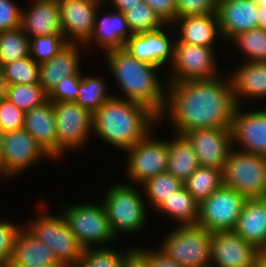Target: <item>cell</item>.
Masks as SVG:
<instances>
[{"mask_svg":"<svg viewBox=\"0 0 266 267\" xmlns=\"http://www.w3.org/2000/svg\"><path fill=\"white\" fill-rule=\"evenodd\" d=\"M167 87L166 106L159 122L167 119L175 133L231 127L237 105L230 76L168 82Z\"/></svg>","mask_w":266,"mask_h":267,"instance_id":"6da1fadb","label":"cell"},{"mask_svg":"<svg viewBox=\"0 0 266 267\" xmlns=\"http://www.w3.org/2000/svg\"><path fill=\"white\" fill-rule=\"evenodd\" d=\"M158 122L159 116L147 106L114 94L93 112L92 132L125 152L154 131Z\"/></svg>","mask_w":266,"mask_h":267,"instance_id":"7a4b0ae2","label":"cell"},{"mask_svg":"<svg viewBox=\"0 0 266 267\" xmlns=\"http://www.w3.org/2000/svg\"><path fill=\"white\" fill-rule=\"evenodd\" d=\"M105 57L124 94L116 97L143 104L160 117L165 110L168 88V82L163 85L156 71L160 68L140 61L124 49L109 51Z\"/></svg>","mask_w":266,"mask_h":267,"instance_id":"3957f363","label":"cell"},{"mask_svg":"<svg viewBox=\"0 0 266 267\" xmlns=\"http://www.w3.org/2000/svg\"><path fill=\"white\" fill-rule=\"evenodd\" d=\"M134 187V184L119 182L111 185L104 195L102 203L116 238L122 232H141L147 223L146 199L140 195L137 186Z\"/></svg>","mask_w":266,"mask_h":267,"instance_id":"277c9868","label":"cell"},{"mask_svg":"<svg viewBox=\"0 0 266 267\" xmlns=\"http://www.w3.org/2000/svg\"><path fill=\"white\" fill-rule=\"evenodd\" d=\"M39 216L28 220L24 227L36 238L49 246L58 262L66 267H76L84 247L71 232L63 215L45 214V203L38 202ZM42 208V209H41ZM43 210V211H41ZM42 214H41V213ZM30 221V222H29Z\"/></svg>","mask_w":266,"mask_h":267,"instance_id":"5b68a950","label":"cell"},{"mask_svg":"<svg viewBox=\"0 0 266 267\" xmlns=\"http://www.w3.org/2000/svg\"><path fill=\"white\" fill-rule=\"evenodd\" d=\"M158 248L183 267H209L211 232L198 224L178 225Z\"/></svg>","mask_w":266,"mask_h":267,"instance_id":"8992f818","label":"cell"},{"mask_svg":"<svg viewBox=\"0 0 266 267\" xmlns=\"http://www.w3.org/2000/svg\"><path fill=\"white\" fill-rule=\"evenodd\" d=\"M225 186L246 199L266 198V156L232 149L222 170Z\"/></svg>","mask_w":266,"mask_h":267,"instance_id":"52a82bcc","label":"cell"},{"mask_svg":"<svg viewBox=\"0 0 266 267\" xmlns=\"http://www.w3.org/2000/svg\"><path fill=\"white\" fill-rule=\"evenodd\" d=\"M61 208H63L60 210L61 214L69 229L84 248L104 245L109 247V244L117 239L111 229L103 203L69 204Z\"/></svg>","mask_w":266,"mask_h":267,"instance_id":"ba28073f","label":"cell"},{"mask_svg":"<svg viewBox=\"0 0 266 267\" xmlns=\"http://www.w3.org/2000/svg\"><path fill=\"white\" fill-rule=\"evenodd\" d=\"M57 132V160L84 148L93 134V113L76 102H53ZM84 146V147H83ZM75 150V151H73Z\"/></svg>","mask_w":266,"mask_h":267,"instance_id":"9c48e42d","label":"cell"},{"mask_svg":"<svg viewBox=\"0 0 266 267\" xmlns=\"http://www.w3.org/2000/svg\"><path fill=\"white\" fill-rule=\"evenodd\" d=\"M214 47L174 42L173 61L167 82L212 79L219 77Z\"/></svg>","mask_w":266,"mask_h":267,"instance_id":"30bf717a","label":"cell"},{"mask_svg":"<svg viewBox=\"0 0 266 267\" xmlns=\"http://www.w3.org/2000/svg\"><path fill=\"white\" fill-rule=\"evenodd\" d=\"M151 131L145 138L130 147L127 153L126 173L130 184L141 185L146 180L167 171L169 160L168 140L155 139Z\"/></svg>","mask_w":266,"mask_h":267,"instance_id":"8fae6325","label":"cell"},{"mask_svg":"<svg viewBox=\"0 0 266 267\" xmlns=\"http://www.w3.org/2000/svg\"><path fill=\"white\" fill-rule=\"evenodd\" d=\"M246 198L224 184L199 203L197 224L209 232L233 231Z\"/></svg>","mask_w":266,"mask_h":267,"instance_id":"7c38bea8","label":"cell"},{"mask_svg":"<svg viewBox=\"0 0 266 267\" xmlns=\"http://www.w3.org/2000/svg\"><path fill=\"white\" fill-rule=\"evenodd\" d=\"M44 158L54 161L27 130L23 128L7 132L0 163V177L11 179Z\"/></svg>","mask_w":266,"mask_h":267,"instance_id":"4fadbf2b","label":"cell"},{"mask_svg":"<svg viewBox=\"0 0 266 267\" xmlns=\"http://www.w3.org/2000/svg\"><path fill=\"white\" fill-rule=\"evenodd\" d=\"M236 106L231 122L233 148L266 156V108L242 112ZM237 147V148H236Z\"/></svg>","mask_w":266,"mask_h":267,"instance_id":"5bb4252c","label":"cell"},{"mask_svg":"<svg viewBox=\"0 0 266 267\" xmlns=\"http://www.w3.org/2000/svg\"><path fill=\"white\" fill-rule=\"evenodd\" d=\"M183 135L194 148L200 166L223 170L233 149L230 128L193 129Z\"/></svg>","mask_w":266,"mask_h":267,"instance_id":"9a60e30c","label":"cell"},{"mask_svg":"<svg viewBox=\"0 0 266 267\" xmlns=\"http://www.w3.org/2000/svg\"><path fill=\"white\" fill-rule=\"evenodd\" d=\"M259 252L234 231L211 232V267H255Z\"/></svg>","mask_w":266,"mask_h":267,"instance_id":"2e32d148","label":"cell"},{"mask_svg":"<svg viewBox=\"0 0 266 267\" xmlns=\"http://www.w3.org/2000/svg\"><path fill=\"white\" fill-rule=\"evenodd\" d=\"M58 3L66 41L84 45L93 33L96 13L103 5L94 0H58Z\"/></svg>","mask_w":266,"mask_h":267,"instance_id":"e0dca14e","label":"cell"},{"mask_svg":"<svg viewBox=\"0 0 266 267\" xmlns=\"http://www.w3.org/2000/svg\"><path fill=\"white\" fill-rule=\"evenodd\" d=\"M170 26V24H166L154 31L133 34L125 42L123 49L145 63L159 68L168 63L170 66L173 61L175 42L171 40L172 38L166 32V29L169 30Z\"/></svg>","mask_w":266,"mask_h":267,"instance_id":"ac0fdd59","label":"cell"},{"mask_svg":"<svg viewBox=\"0 0 266 267\" xmlns=\"http://www.w3.org/2000/svg\"><path fill=\"white\" fill-rule=\"evenodd\" d=\"M258 4L255 0H221L217 5L221 40L229 41L236 34L259 27Z\"/></svg>","mask_w":266,"mask_h":267,"instance_id":"d6986e66","label":"cell"},{"mask_svg":"<svg viewBox=\"0 0 266 267\" xmlns=\"http://www.w3.org/2000/svg\"><path fill=\"white\" fill-rule=\"evenodd\" d=\"M82 46L84 45L79 43H68L49 61L39 64V84L47 94L66 76L82 75L80 67Z\"/></svg>","mask_w":266,"mask_h":267,"instance_id":"ffe728a7","label":"cell"},{"mask_svg":"<svg viewBox=\"0 0 266 267\" xmlns=\"http://www.w3.org/2000/svg\"><path fill=\"white\" fill-rule=\"evenodd\" d=\"M32 1L31 7L22 10L21 29L24 33L29 38L63 34L58 0Z\"/></svg>","mask_w":266,"mask_h":267,"instance_id":"44dd1931","label":"cell"},{"mask_svg":"<svg viewBox=\"0 0 266 267\" xmlns=\"http://www.w3.org/2000/svg\"><path fill=\"white\" fill-rule=\"evenodd\" d=\"M98 14L100 13L97 11L93 33L84 47L87 49L92 43H96L105 53L123 49L125 42L133 35L124 13L113 10V14L112 11L105 13L101 15L102 18Z\"/></svg>","mask_w":266,"mask_h":267,"instance_id":"7402d4cb","label":"cell"},{"mask_svg":"<svg viewBox=\"0 0 266 267\" xmlns=\"http://www.w3.org/2000/svg\"><path fill=\"white\" fill-rule=\"evenodd\" d=\"M237 67L229 74L236 105L242 106L247 98H266V62L245 59Z\"/></svg>","mask_w":266,"mask_h":267,"instance_id":"603a6c76","label":"cell"},{"mask_svg":"<svg viewBox=\"0 0 266 267\" xmlns=\"http://www.w3.org/2000/svg\"><path fill=\"white\" fill-rule=\"evenodd\" d=\"M23 128L57 161L56 120L51 100L26 111Z\"/></svg>","mask_w":266,"mask_h":267,"instance_id":"cb8c5ba5","label":"cell"},{"mask_svg":"<svg viewBox=\"0 0 266 267\" xmlns=\"http://www.w3.org/2000/svg\"><path fill=\"white\" fill-rule=\"evenodd\" d=\"M233 231L260 252L266 251V198L246 199Z\"/></svg>","mask_w":266,"mask_h":267,"instance_id":"d4e9b609","label":"cell"},{"mask_svg":"<svg viewBox=\"0 0 266 267\" xmlns=\"http://www.w3.org/2000/svg\"><path fill=\"white\" fill-rule=\"evenodd\" d=\"M179 27L178 39L183 43L214 47L218 37L222 38L217 13L204 16H186L176 19L171 26Z\"/></svg>","mask_w":266,"mask_h":267,"instance_id":"484cf974","label":"cell"},{"mask_svg":"<svg viewBox=\"0 0 266 267\" xmlns=\"http://www.w3.org/2000/svg\"><path fill=\"white\" fill-rule=\"evenodd\" d=\"M56 262L51 248L23 226L15 240L12 260L7 267H30Z\"/></svg>","mask_w":266,"mask_h":267,"instance_id":"4316f807","label":"cell"},{"mask_svg":"<svg viewBox=\"0 0 266 267\" xmlns=\"http://www.w3.org/2000/svg\"><path fill=\"white\" fill-rule=\"evenodd\" d=\"M169 140V160L167 172L185 182L200 166L198 157L191 143L183 134L175 133Z\"/></svg>","mask_w":266,"mask_h":267,"instance_id":"83f0119b","label":"cell"},{"mask_svg":"<svg viewBox=\"0 0 266 267\" xmlns=\"http://www.w3.org/2000/svg\"><path fill=\"white\" fill-rule=\"evenodd\" d=\"M157 212L169 216L177 225L197 224L199 203L183 186L157 208Z\"/></svg>","mask_w":266,"mask_h":267,"instance_id":"f1b7e54d","label":"cell"},{"mask_svg":"<svg viewBox=\"0 0 266 267\" xmlns=\"http://www.w3.org/2000/svg\"><path fill=\"white\" fill-rule=\"evenodd\" d=\"M223 184L222 170L199 166L183 183V186L200 203Z\"/></svg>","mask_w":266,"mask_h":267,"instance_id":"f546056e","label":"cell"},{"mask_svg":"<svg viewBox=\"0 0 266 267\" xmlns=\"http://www.w3.org/2000/svg\"><path fill=\"white\" fill-rule=\"evenodd\" d=\"M106 89L107 85L102 76H86L82 73L76 103L93 113L113 96V93L109 94Z\"/></svg>","mask_w":266,"mask_h":267,"instance_id":"4dcf8cb0","label":"cell"},{"mask_svg":"<svg viewBox=\"0 0 266 267\" xmlns=\"http://www.w3.org/2000/svg\"><path fill=\"white\" fill-rule=\"evenodd\" d=\"M140 186L144 189L141 191L145 192L148 203L156 210L164 200L183 187V182L166 171L146 180Z\"/></svg>","mask_w":266,"mask_h":267,"instance_id":"1f68e13d","label":"cell"},{"mask_svg":"<svg viewBox=\"0 0 266 267\" xmlns=\"http://www.w3.org/2000/svg\"><path fill=\"white\" fill-rule=\"evenodd\" d=\"M28 56H30V41L21 27L0 32L1 66Z\"/></svg>","mask_w":266,"mask_h":267,"instance_id":"d6a6232c","label":"cell"},{"mask_svg":"<svg viewBox=\"0 0 266 267\" xmlns=\"http://www.w3.org/2000/svg\"><path fill=\"white\" fill-rule=\"evenodd\" d=\"M134 249L122 252L105 246L84 248L76 267H123L126 257Z\"/></svg>","mask_w":266,"mask_h":267,"instance_id":"836d02e7","label":"cell"},{"mask_svg":"<svg viewBox=\"0 0 266 267\" xmlns=\"http://www.w3.org/2000/svg\"><path fill=\"white\" fill-rule=\"evenodd\" d=\"M234 42L243 52L247 61L266 62V29L257 27L249 31L236 34L229 40Z\"/></svg>","mask_w":266,"mask_h":267,"instance_id":"e575fe53","label":"cell"},{"mask_svg":"<svg viewBox=\"0 0 266 267\" xmlns=\"http://www.w3.org/2000/svg\"><path fill=\"white\" fill-rule=\"evenodd\" d=\"M24 112L40 106L48 100V94L39 83L8 85L7 97Z\"/></svg>","mask_w":266,"mask_h":267,"instance_id":"d590c367","label":"cell"},{"mask_svg":"<svg viewBox=\"0 0 266 267\" xmlns=\"http://www.w3.org/2000/svg\"><path fill=\"white\" fill-rule=\"evenodd\" d=\"M1 67L8 85L39 83V64L31 56Z\"/></svg>","mask_w":266,"mask_h":267,"instance_id":"8d00e7d4","label":"cell"},{"mask_svg":"<svg viewBox=\"0 0 266 267\" xmlns=\"http://www.w3.org/2000/svg\"><path fill=\"white\" fill-rule=\"evenodd\" d=\"M124 15L132 34L154 31L166 25L156 12L144 2L125 11Z\"/></svg>","mask_w":266,"mask_h":267,"instance_id":"74e56055","label":"cell"},{"mask_svg":"<svg viewBox=\"0 0 266 267\" xmlns=\"http://www.w3.org/2000/svg\"><path fill=\"white\" fill-rule=\"evenodd\" d=\"M29 41L30 56L38 64L49 61L68 44L63 34L36 36Z\"/></svg>","mask_w":266,"mask_h":267,"instance_id":"f35d334b","label":"cell"},{"mask_svg":"<svg viewBox=\"0 0 266 267\" xmlns=\"http://www.w3.org/2000/svg\"><path fill=\"white\" fill-rule=\"evenodd\" d=\"M23 225L0 221V267H7L12 260L15 240Z\"/></svg>","mask_w":266,"mask_h":267,"instance_id":"ab89813d","label":"cell"},{"mask_svg":"<svg viewBox=\"0 0 266 267\" xmlns=\"http://www.w3.org/2000/svg\"><path fill=\"white\" fill-rule=\"evenodd\" d=\"M217 0H176V19L217 13Z\"/></svg>","mask_w":266,"mask_h":267,"instance_id":"60d3db41","label":"cell"},{"mask_svg":"<svg viewBox=\"0 0 266 267\" xmlns=\"http://www.w3.org/2000/svg\"><path fill=\"white\" fill-rule=\"evenodd\" d=\"M25 112L7 98L0 102V127L7 133L23 129Z\"/></svg>","mask_w":266,"mask_h":267,"instance_id":"b9f144b4","label":"cell"},{"mask_svg":"<svg viewBox=\"0 0 266 267\" xmlns=\"http://www.w3.org/2000/svg\"><path fill=\"white\" fill-rule=\"evenodd\" d=\"M81 80L82 75L66 76L48 94V99L52 102H76Z\"/></svg>","mask_w":266,"mask_h":267,"instance_id":"7bdbcfd3","label":"cell"},{"mask_svg":"<svg viewBox=\"0 0 266 267\" xmlns=\"http://www.w3.org/2000/svg\"><path fill=\"white\" fill-rule=\"evenodd\" d=\"M22 10L13 0H0V32L21 27Z\"/></svg>","mask_w":266,"mask_h":267,"instance_id":"ee69618b","label":"cell"},{"mask_svg":"<svg viewBox=\"0 0 266 267\" xmlns=\"http://www.w3.org/2000/svg\"><path fill=\"white\" fill-rule=\"evenodd\" d=\"M159 16L165 24H172L176 20V0H143Z\"/></svg>","mask_w":266,"mask_h":267,"instance_id":"f6af8a7d","label":"cell"},{"mask_svg":"<svg viewBox=\"0 0 266 267\" xmlns=\"http://www.w3.org/2000/svg\"><path fill=\"white\" fill-rule=\"evenodd\" d=\"M135 250L148 262L149 267H183L159 249L153 251L135 247Z\"/></svg>","mask_w":266,"mask_h":267,"instance_id":"bcb514c9","label":"cell"},{"mask_svg":"<svg viewBox=\"0 0 266 267\" xmlns=\"http://www.w3.org/2000/svg\"><path fill=\"white\" fill-rule=\"evenodd\" d=\"M123 267H149L148 262L134 249L125 259Z\"/></svg>","mask_w":266,"mask_h":267,"instance_id":"7dc6e473","label":"cell"},{"mask_svg":"<svg viewBox=\"0 0 266 267\" xmlns=\"http://www.w3.org/2000/svg\"><path fill=\"white\" fill-rule=\"evenodd\" d=\"M108 2L112 3L114 7L112 10L124 13L132 7L139 5L141 2H143V0H108Z\"/></svg>","mask_w":266,"mask_h":267,"instance_id":"c3c4849f","label":"cell"},{"mask_svg":"<svg viewBox=\"0 0 266 267\" xmlns=\"http://www.w3.org/2000/svg\"><path fill=\"white\" fill-rule=\"evenodd\" d=\"M7 88H8V83L5 79V76L3 74V70L0 64V102L6 99L7 97Z\"/></svg>","mask_w":266,"mask_h":267,"instance_id":"681fc988","label":"cell"},{"mask_svg":"<svg viewBox=\"0 0 266 267\" xmlns=\"http://www.w3.org/2000/svg\"><path fill=\"white\" fill-rule=\"evenodd\" d=\"M257 18L259 27L266 29V7L258 5Z\"/></svg>","mask_w":266,"mask_h":267,"instance_id":"f907efd6","label":"cell"},{"mask_svg":"<svg viewBox=\"0 0 266 267\" xmlns=\"http://www.w3.org/2000/svg\"><path fill=\"white\" fill-rule=\"evenodd\" d=\"M255 267H266V251H261L257 255Z\"/></svg>","mask_w":266,"mask_h":267,"instance_id":"816d5d0a","label":"cell"},{"mask_svg":"<svg viewBox=\"0 0 266 267\" xmlns=\"http://www.w3.org/2000/svg\"><path fill=\"white\" fill-rule=\"evenodd\" d=\"M5 131L0 127V163L3 155Z\"/></svg>","mask_w":266,"mask_h":267,"instance_id":"f5cc1de1","label":"cell"},{"mask_svg":"<svg viewBox=\"0 0 266 267\" xmlns=\"http://www.w3.org/2000/svg\"><path fill=\"white\" fill-rule=\"evenodd\" d=\"M30 267H66L61 262L51 263V264H42V265H35Z\"/></svg>","mask_w":266,"mask_h":267,"instance_id":"db71d44e","label":"cell"},{"mask_svg":"<svg viewBox=\"0 0 266 267\" xmlns=\"http://www.w3.org/2000/svg\"><path fill=\"white\" fill-rule=\"evenodd\" d=\"M255 2H256L258 5H261V6H265V7H266V0H255Z\"/></svg>","mask_w":266,"mask_h":267,"instance_id":"11a10c76","label":"cell"},{"mask_svg":"<svg viewBox=\"0 0 266 267\" xmlns=\"http://www.w3.org/2000/svg\"><path fill=\"white\" fill-rule=\"evenodd\" d=\"M94 1H96V2H98V3H100V4H105L106 2H107V0H94Z\"/></svg>","mask_w":266,"mask_h":267,"instance_id":"9f6ffc18","label":"cell"}]
</instances>
